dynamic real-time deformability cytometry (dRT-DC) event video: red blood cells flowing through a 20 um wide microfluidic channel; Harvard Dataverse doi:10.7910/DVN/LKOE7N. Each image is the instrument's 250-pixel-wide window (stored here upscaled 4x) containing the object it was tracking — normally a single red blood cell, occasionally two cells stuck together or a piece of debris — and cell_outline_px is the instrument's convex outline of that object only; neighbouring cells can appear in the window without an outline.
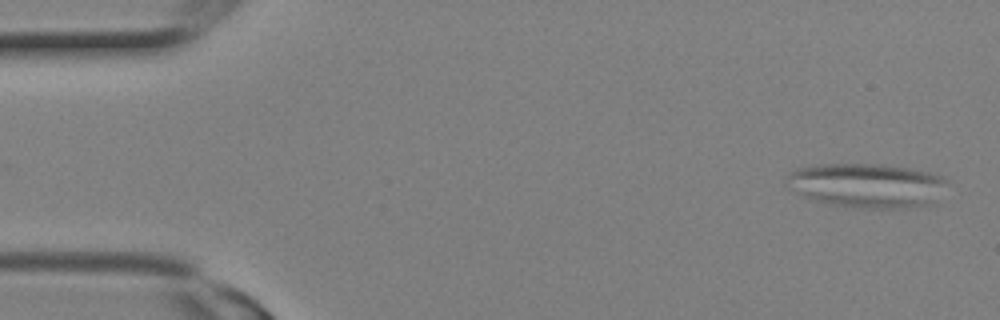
{"species": "Egyptian fruit bat (a non-hibernating species)", "species_latin": "Rousettus aegyptiacus", "temperature_condition": "room temperature", "stored_images_in_passage": 7, "camera_frame_rate_fps": 3000, "um_per_image_px": 0.085, "animal": {"sex": "female"}, "frame": {"image": 1, "passage_image": 1, "time_ms": 0.0, "image_size_px": [1000, 320], "cell_outline_px": [[948, 180], [936, 204], [904, 208], [856, 208], [832, 204], [812, 200], [788, 188], [788, 172], [796, 168], [820, 164], [884, 164], [908, 168], [928, 172], [944, 176]], "centroid_in_image_um": [73.72, 15.76], "position_along_channel_um": 11.3, "area_um2": 41.91}}